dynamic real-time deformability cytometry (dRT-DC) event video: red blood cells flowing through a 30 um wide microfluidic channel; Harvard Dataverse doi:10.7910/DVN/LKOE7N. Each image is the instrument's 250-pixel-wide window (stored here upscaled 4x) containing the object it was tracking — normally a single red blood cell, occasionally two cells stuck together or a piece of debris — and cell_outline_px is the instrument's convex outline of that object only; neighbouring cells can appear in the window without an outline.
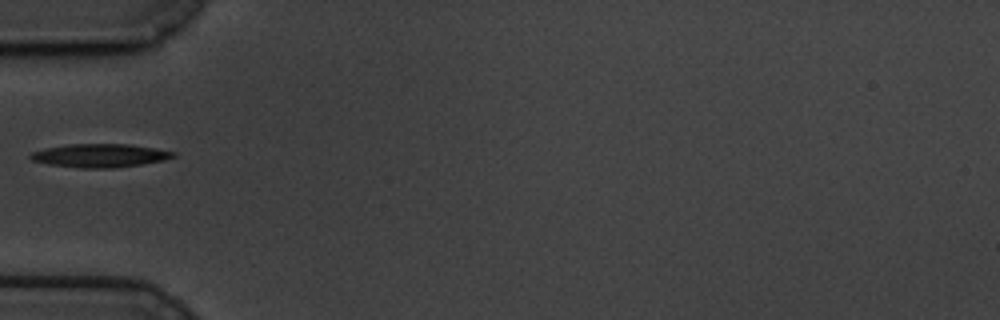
{"species": "common noctule bat (a hibernating species)", "species_latin": "Nyctalus noctula", "temperature_condition": "cold", "stored_images_in_passage": 41, "camera_frame_rate_fps": 3000, "um_per_image_px": 0.085, "animal": {"sex": "male", "body_mass_g": 19.5, "forearm_length_mm": 54.6}, "frame": {"image": 1, "passage_image": 1, "time_ms": 0.0, "image_size_px": [1000, 320], "cell_outline_px": [[176, 156], [164, 160], [140, 164], [112, 168], [80, 168], [48, 164], [32, 160], [28, 156], [32, 152], [44, 148], [68, 144], [128, 144], [156, 148], [176, 152]], "centroid_in_image_um": [8.48, 13.21], "position_along_channel_um": 76.5, "area_um2": 19.48}}
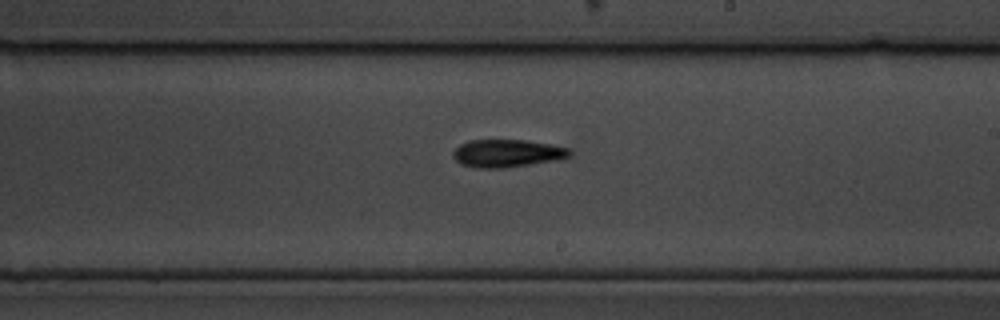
{"frame": {"image": 2, "passage_image": 16, "time_ms": 5.0, "image_size_px": [1000, 320], "cell_outline_px": [[572, 152], [568, 156], [556, 160], [504, 168], [476, 168], [460, 164], [452, 156], [452, 152], [460, 144], [468, 140], [524, 140], [552, 144], [568, 148]], "centroid_in_image_um": [43.06, 13.03], "position_along_channel_um": 245.9, "area_um2": 18.84}}
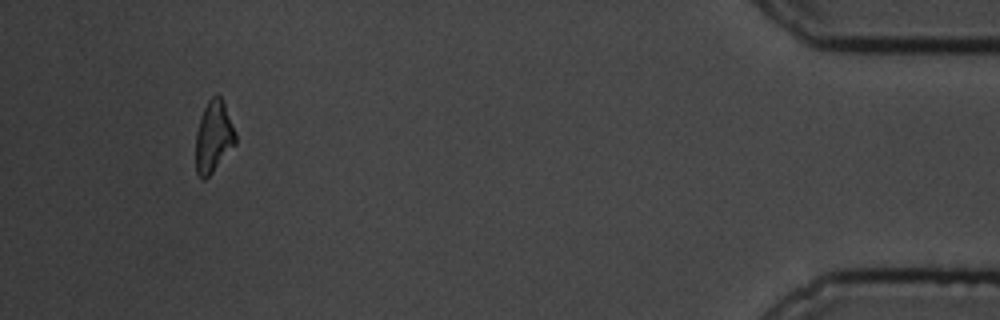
{"frame": {"image": 3, "passage_image": 37, "time_ms": 12.0, "image_size_px": [1000, 320], "cell_outline_px": [[236, 144], [212, 172], [204, 180], [200, 180], [196, 172], [196, 132], [200, 116], [208, 100], [216, 92], [224, 100], [236, 132]], "centroid_in_image_um": [18.16, 11.59], "position_along_channel_um": 417.0, "area_um2": 16.88}}